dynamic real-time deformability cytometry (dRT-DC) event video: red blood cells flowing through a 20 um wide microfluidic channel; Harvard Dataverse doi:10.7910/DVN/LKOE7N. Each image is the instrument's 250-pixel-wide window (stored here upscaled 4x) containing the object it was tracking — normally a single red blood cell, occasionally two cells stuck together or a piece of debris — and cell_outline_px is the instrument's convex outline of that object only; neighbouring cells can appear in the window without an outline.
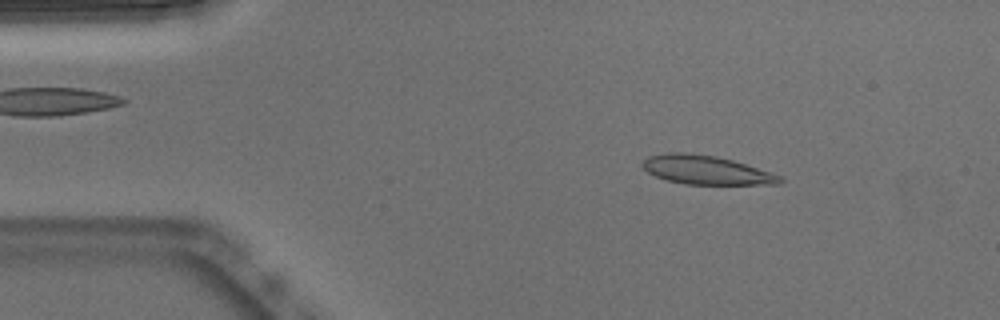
{"species": "Egyptian fruit bat (a non-hibernating species)", "species_latin": "Rousettus aegyptiacus", "temperature_condition": "warm", "stored_images_in_passage": 50, "camera_frame_rate_fps": 3000, "um_per_image_px": 0.085, "animal": {"sex": "male"}, "frame": {"image": 1, "passage_image": 6, "time_ms": 1.667, "image_size_px": [1000, 320], "cell_outline_px": [[784, 180], [780, 184], [684, 184], [668, 180], [656, 176], [648, 172], [640, 164], [648, 156], [668, 152], [684, 152], [716, 156], [732, 160], [784, 176]], "centroid_in_image_um": [60.04, 14.45], "position_along_channel_um": 25.0, "area_um2": 23.06}}
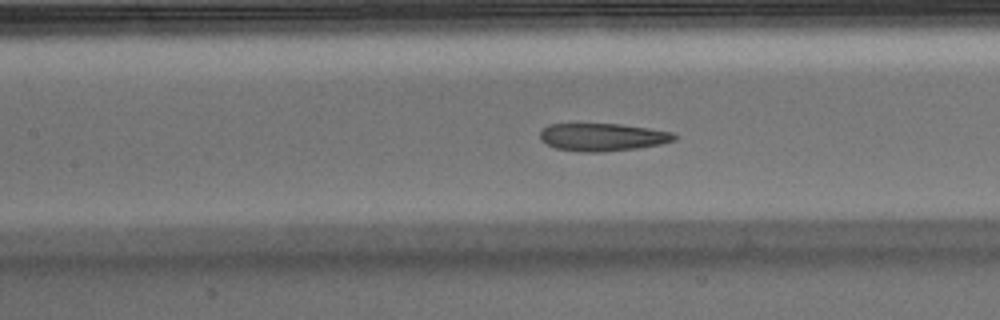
{"frame": {"image": 2, "passage_image": 21, "time_ms": 6.667, "image_size_px": [1000, 320], "cell_outline_px": [[676, 140], [660, 144], [636, 148], [600, 152], [580, 152], [556, 148], [540, 140], [540, 132], [548, 124], [620, 124], [648, 128], [672, 132], [676, 136]], "centroid_in_image_um": [51.2, 11.65], "position_along_channel_um": 156.2, "area_um2": 21.56}}
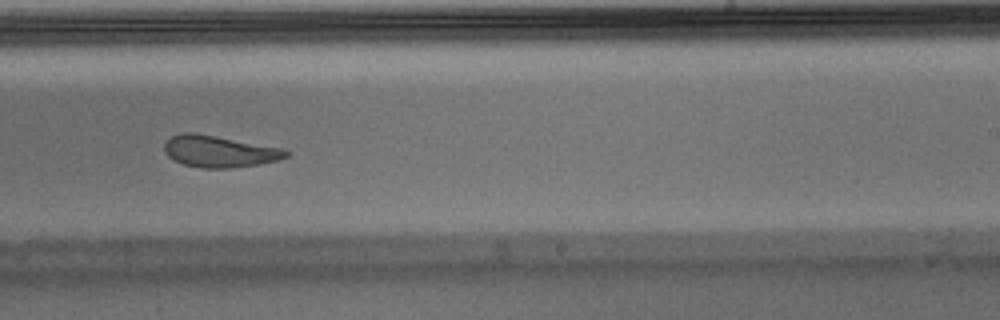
{"frame": {"image": 3, "passage_image": 30, "time_ms": 9.667, "image_size_px": [1000, 320], "cell_outline_px": [[292, 152], [288, 156], [280, 160], [232, 168], [200, 168], [184, 164], [168, 156], [164, 152], [164, 144], [172, 136], [180, 132], [196, 132], [284, 148]], "centroid_in_image_um": [18.67, 12.85], "position_along_channel_um": 270.3, "area_um2": 22.66}, "authors_computed_cell_mechanics": {"area_um2": 23.2067, "velocity_mm_per_s": 3.8152, "shape_relaxation_time_tau1_ms": 9.9595, "shape_relaxation_time_tau2_ms": 1.9562, "deformation_change_tau1": 0.2498, "deformation_change_tau2": 0.0838}}